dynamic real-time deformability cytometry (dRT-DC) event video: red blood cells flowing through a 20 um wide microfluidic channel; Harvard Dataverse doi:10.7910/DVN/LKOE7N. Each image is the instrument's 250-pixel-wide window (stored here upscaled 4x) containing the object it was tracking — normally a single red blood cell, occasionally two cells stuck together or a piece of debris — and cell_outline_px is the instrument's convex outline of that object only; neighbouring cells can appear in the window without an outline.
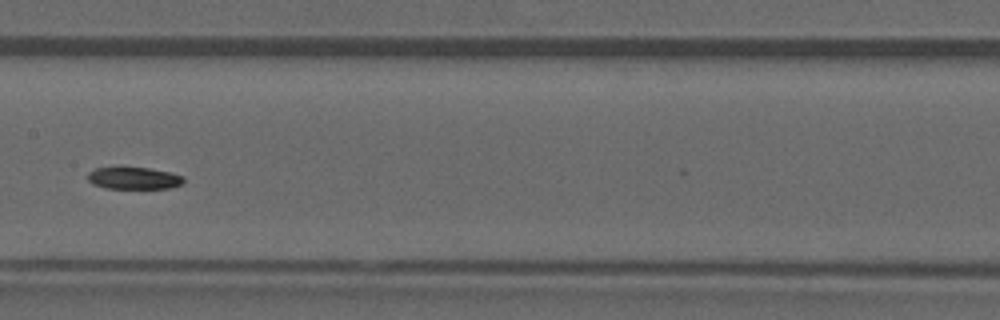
{"species": "common noctule bat (a hibernating species)", "species_latin": "Nyctalus noctula", "temperature_condition": "warm", "stored_images_in_passage": 37, "camera_frame_rate_fps": 3000, "um_per_image_px": 0.085, "animal": {"sex": "male", "forearm_length_mm": 52.5}, "frame": {"image": 1, "passage_image": 20, "time_ms": 6.333, "image_size_px": [1000, 320], "cell_outline_px": [[184, 180], [180, 184], [168, 188], [104, 188], [92, 184], [88, 180], [88, 172], [96, 168], [148, 168], [168, 172], [184, 176]], "centroid_in_image_um": [11.35, 15.15], "position_along_channel_um": 196.1, "area_um2": 12.08}}